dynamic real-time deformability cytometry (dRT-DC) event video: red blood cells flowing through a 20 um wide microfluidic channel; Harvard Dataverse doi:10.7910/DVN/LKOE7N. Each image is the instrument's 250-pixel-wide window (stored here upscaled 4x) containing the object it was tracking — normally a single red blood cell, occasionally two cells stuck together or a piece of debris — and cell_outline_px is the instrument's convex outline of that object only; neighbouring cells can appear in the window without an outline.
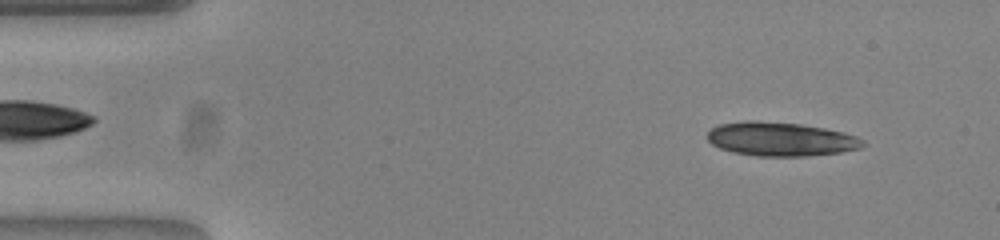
{"species": "common noctule bat (a hibernating species)", "species_latin": "Nyctalus noctula", "temperature_condition": "warm", "stored_images_in_passage": 52, "segment_of_instrument_passage": [1, 2], "camera_frame_rate_fps": 3000, "um_per_image_px": 0.085, "animal": {"sex": "female", "body_mass_g": 23.0, "forearm_length_mm": 53.4}, "frame": {"image": 1, "passage_image": 4, "time_ms": 1.0, "image_size_px": [1000, 240], "cell_outline_px": [[864, 144], [860, 148], [840, 152], [808, 156], [756, 156], [732, 152], [720, 148], [712, 144], [708, 140], [708, 132], [712, 128], [720, 124], [744, 120], [756, 120], [800, 124], [824, 128], [844, 132], [856, 136], [864, 140]], "centroid_in_image_um": [66.35, 11.82], "position_along_channel_um": 18.7, "area_um2": 30.75}}